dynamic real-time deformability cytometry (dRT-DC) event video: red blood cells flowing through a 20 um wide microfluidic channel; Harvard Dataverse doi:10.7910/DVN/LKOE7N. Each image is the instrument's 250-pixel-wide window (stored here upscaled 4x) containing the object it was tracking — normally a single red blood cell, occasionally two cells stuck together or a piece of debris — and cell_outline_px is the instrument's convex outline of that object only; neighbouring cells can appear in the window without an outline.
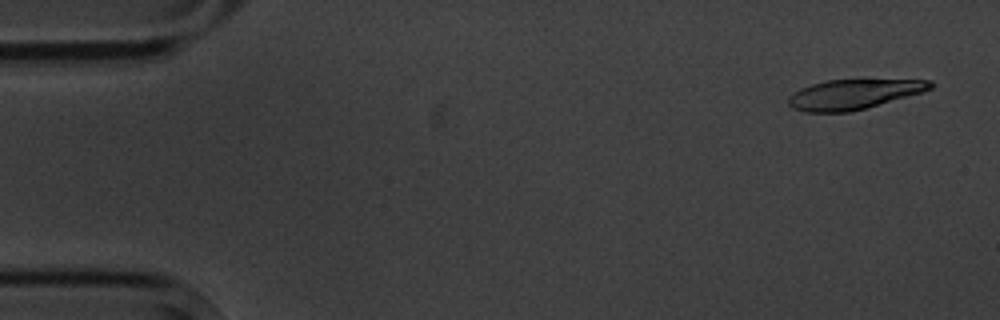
{"species": "common noctule bat (a hibernating species)", "species_latin": "Nyctalus noctula", "temperature_condition": "cold", "stored_images_in_passage": 6, "camera_frame_rate_fps": 3000, "um_per_image_px": 0.085, "animal": {"sex": "male", "body_mass_g": 20.1, "forearm_length_mm": 53.5}, "frame": {"image": 1, "passage_image": 1, "time_ms": 0.0, "image_size_px": [1000, 320], "cell_outline_px": [[932, 88], [924, 92], [864, 108], [848, 112], [804, 112], [792, 108], [788, 104], [788, 96], [800, 88], [812, 84], [828, 80], [932, 80]], "centroid_in_image_um": [72.52, 8.02], "position_along_channel_um": 12.5, "area_um2": 24.45}}
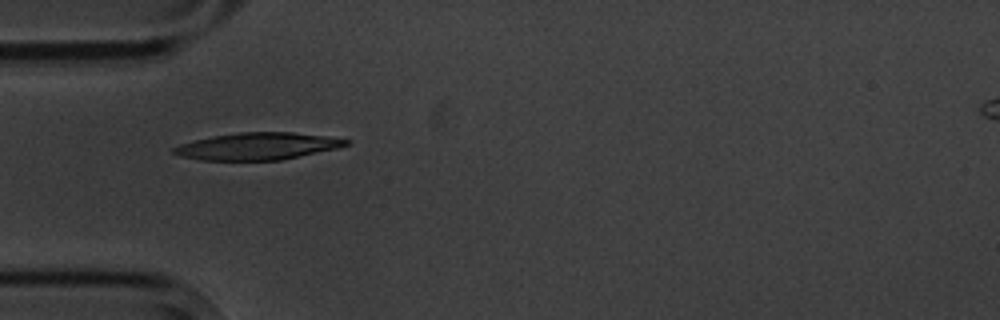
{"frame": {"image": 2, "passage_image": 5, "time_ms": 4.667, "image_size_px": [1000, 320], "cell_outline_px": [[352, 140], [348, 144], [336, 148], [300, 156], [280, 160], [200, 160], [180, 156], [172, 152], [172, 148], [180, 144], [196, 140], [216, 136], [240, 132], [292, 132], [324, 136]], "centroid_in_image_um": [21.88, 12.43], "position_along_channel_um": 63.1, "area_um2": 26.82}}
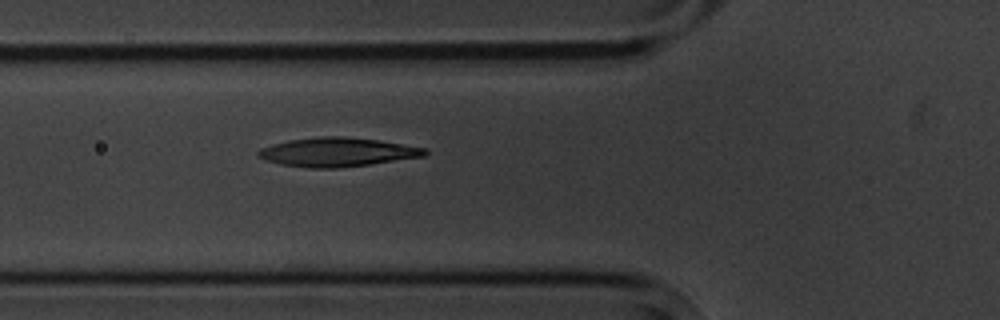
{"frame": {"image": 3, "passage_image": 6, "time_ms": 5.667, "image_size_px": [1000, 320], "cell_outline_px": [[428, 152], [424, 156], [368, 164], [336, 168], [308, 168], [280, 164], [256, 156], [256, 152], [260, 148], [272, 144], [288, 140], [320, 136], [344, 136], [376, 140], [428, 148]], "centroid_in_image_um": [28.63, 12.92], "position_along_channel_um": 97.2, "area_um2": 27.98}}